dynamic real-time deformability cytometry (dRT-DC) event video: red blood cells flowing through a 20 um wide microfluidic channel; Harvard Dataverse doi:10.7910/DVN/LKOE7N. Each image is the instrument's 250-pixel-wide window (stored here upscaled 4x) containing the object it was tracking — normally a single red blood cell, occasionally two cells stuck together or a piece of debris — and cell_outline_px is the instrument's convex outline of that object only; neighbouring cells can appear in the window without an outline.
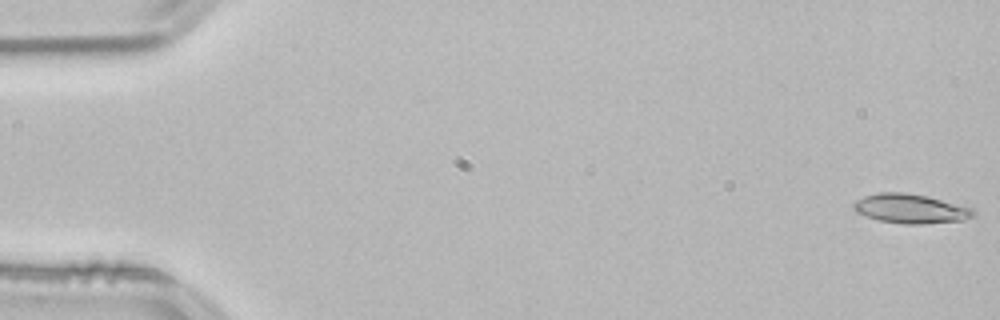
{"species": "common noctule bat (a hibernating species)", "species_latin": "Nyctalus noctula", "temperature_condition": "room temperature", "stored_images_in_passage": 53, "camera_frame_rate_fps": 3000, "um_per_image_px": 0.085, "animal": {"sex": "male", "body_mass_g": 21.5, "forearm_length_mm": 52.0}, "frame": {"image": 1, "passage_image": 1, "time_ms": 0.0, "image_size_px": [1000, 320], "cell_outline_px": [[976, 212], [972, 216], [964, 220], [924, 224], [904, 224], [880, 220], [856, 212], [852, 204], [856, 200], [864, 196], [880, 192], [904, 192], [928, 196], [972, 208]], "centroid_in_image_um": [77.4, 17.73], "position_along_channel_um": 7.6, "area_um2": 20.35}}
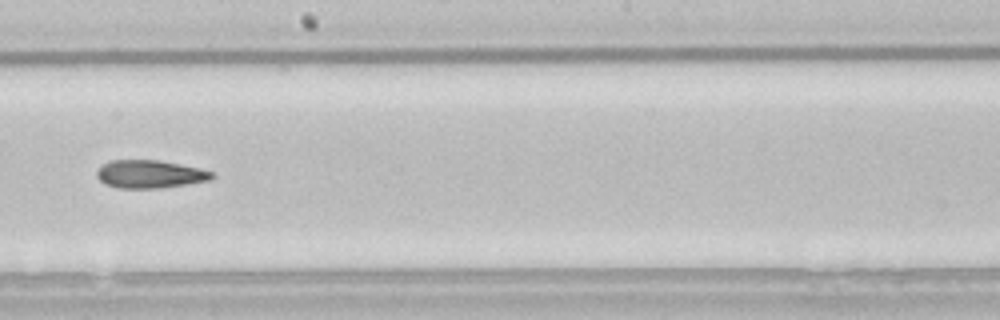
{"frame": {"image": 2, "passage_image": 30, "time_ms": 9.667, "image_size_px": [1000, 320], "cell_outline_px": [[216, 176], [208, 180], [160, 188], [116, 188], [104, 184], [96, 176], [96, 172], [108, 160], [156, 160], [180, 164], [200, 168], [212, 172]], "centroid_in_image_um": [12.7, 14.8], "position_along_channel_um": 235.5, "area_um2": 18.67}}
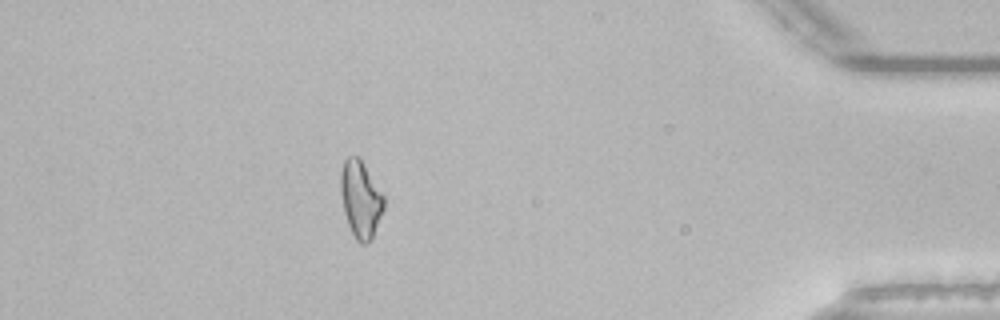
{"frame": {"image": 3, "passage_image": 47, "time_ms": 15.333, "image_size_px": [1000, 320], "cell_outline_px": [[384, 208], [372, 240], [364, 244], [360, 244], [356, 240], [348, 224], [344, 212], [340, 192], [340, 172], [344, 160], [348, 156], [356, 156], [360, 160], [384, 196]], "centroid_in_image_um": [30.63, 16.97], "position_along_channel_um": 404.6, "area_um2": 19.19}}